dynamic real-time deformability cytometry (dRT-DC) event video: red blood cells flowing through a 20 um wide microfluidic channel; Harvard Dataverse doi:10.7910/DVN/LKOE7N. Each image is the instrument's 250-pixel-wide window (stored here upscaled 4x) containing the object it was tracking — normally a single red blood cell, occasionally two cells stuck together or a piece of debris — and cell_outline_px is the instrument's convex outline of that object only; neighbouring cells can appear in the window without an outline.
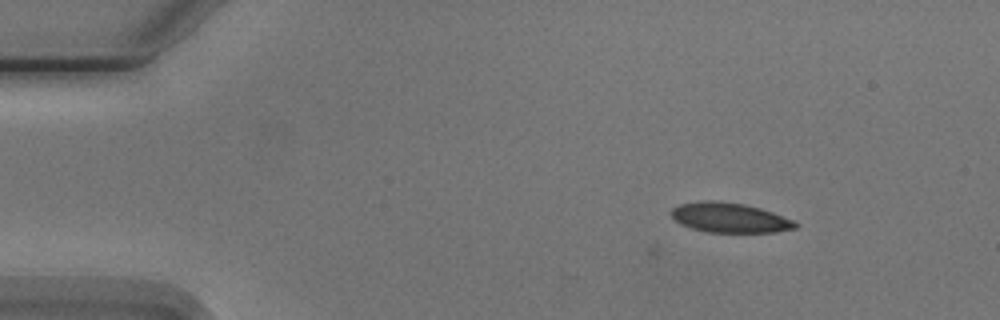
{"species": "Egyptian fruit bat (a non-hibernating species)", "species_latin": "Rousettus aegyptiacus", "temperature_condition": "cold", "stored_images_in_passage": 9, "camera_frame_rate_fps": 3000, "um_per_image_px": 0.085, "animal": {"sex": "male"}, "frame": {"image": 1, "passage_image": 4, "time_ms": 3.667, "image_size_px": [1000, 320], "cell_outline_px": [[800, 224], [796, 228], [776, 232], [708, 232], [692, 228], [680, 224], [672, 216], [672, 208], [680, 204], [700, 200], [712, 200], [744, 204], [760, 208], [796, 220]], "centroid_in_image_um": [62.06, 18.5], "position_along_channel_um": 22.9, "area_um2": 21.62}}
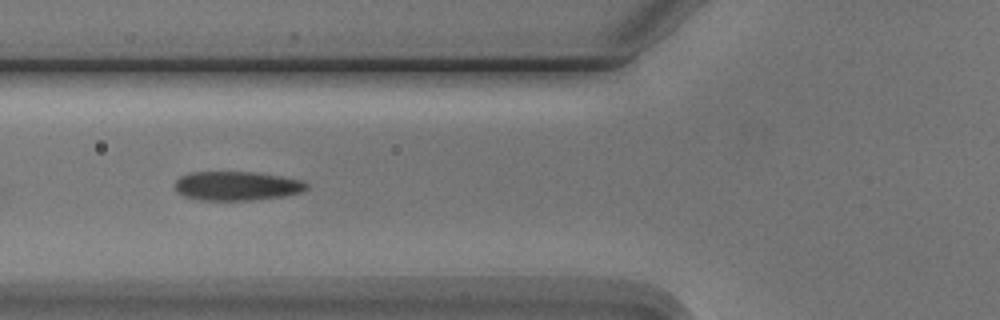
{"frame": {"image": 2, "passage_image": 7, "time_ms": 8.0, "image_size_px": [1000, 320], "cell_outline_px": [[308, 188], [300, 192], [284, 196], [252, 200], [200, 200], [184, 196], [176, 192], [172, 184], [180, 176], [192, 172], [256, 172], [304, 180], [308, 184]], "centroid_in_image_um": [20.1, 15.8], "position_along_channel_um": 105.7, "area_um2": 22.54}}
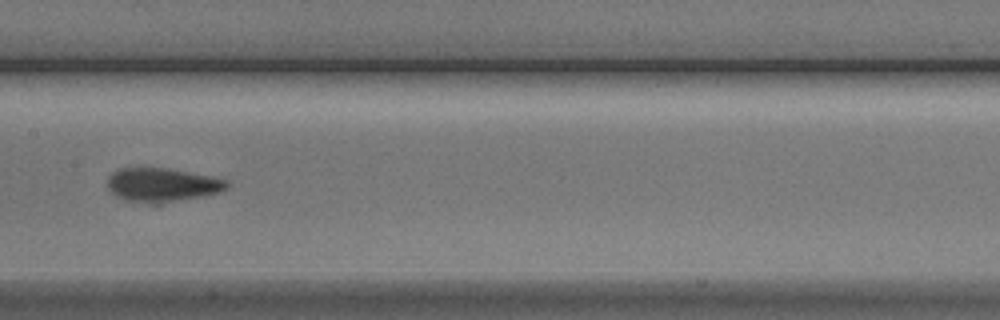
{"frame": {"image": 3, "passage_image": 9, "time_ms": 10.333, "image_size_px": [1000, 320], "cell_outline_px": [[232, 184], [228, 188], [220, 192], [204, 196], [156, 204], [152, 204], [124, 200], [116, 196], [108, 188], [108, 176], [112, 172], [120, 168], [164, 168], [212, 176], [228, 180]], "centroid_in_image_um": [13.81, 15.72], "position_along_channel_um": 193.6, "area_um2": 23.7}}